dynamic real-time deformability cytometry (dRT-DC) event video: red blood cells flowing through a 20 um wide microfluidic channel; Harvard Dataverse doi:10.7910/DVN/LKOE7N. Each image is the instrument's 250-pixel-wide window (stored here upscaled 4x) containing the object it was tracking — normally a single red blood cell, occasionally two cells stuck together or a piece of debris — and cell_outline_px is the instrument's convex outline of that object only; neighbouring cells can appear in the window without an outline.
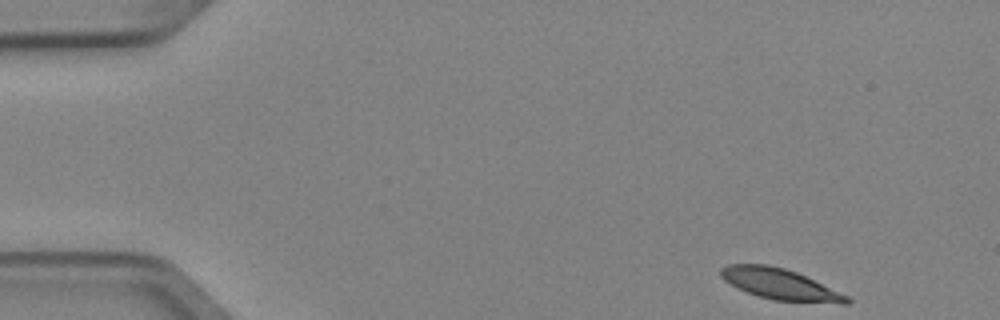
{"species": "Egyptian fruit bat (a non-hibernating species)", "species_latin": "Rousettus aegyptiacus", "temperature_condition": "cold", "stored_images_in_passage": 4, "camera_frame_rate_fps": 3000, "um_per_image_px": 0.085, "animal": {"sex": "female"}, "frame": {"image": 1, "passage_image": 1, "time_ms": 0.0, "image_size_px": [1000, 320], "cell_outline_px": [[852, 300], [848, 304], [840, 304], [772, 300], [736, 288], [724, 280], [720, 276], [720, 268], [728, 264], [768, 264], [784, 268], [796, 272], [848, 296]], "centroid_in_image_um": [66.29, 24.16], "position_along_channel_um": 18.7, "area_um2": 22.66}}
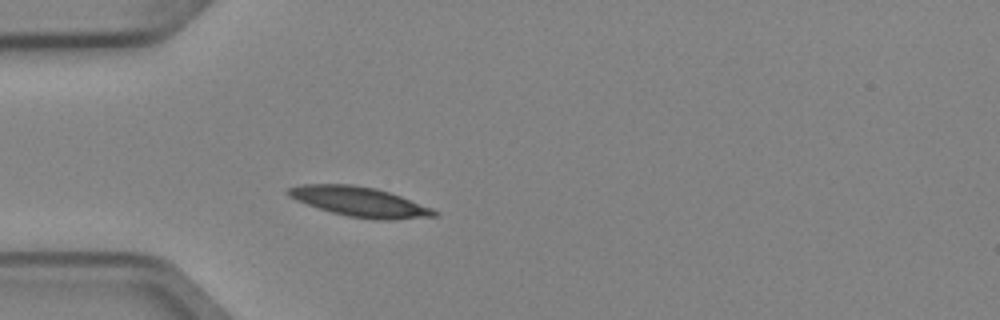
{"frame": {"image": 2, "passage_image": 4, "time_ms": 1.0, "image_size_px": [1000, 320], "cell_outline_px": [[440, 216], [392, 220], [376, 220], [348, 216], [332, 212], [296, 200], [288, 196], [284, 192], [288, 188], [300, 184], [352, 184], [376, 188], [400, 196], [432, 208], [440, 212]], "centroid_in_image_um": [30.59, 17.15], "position_along_channel_um": 54.4, "area_um2": 25.37}}